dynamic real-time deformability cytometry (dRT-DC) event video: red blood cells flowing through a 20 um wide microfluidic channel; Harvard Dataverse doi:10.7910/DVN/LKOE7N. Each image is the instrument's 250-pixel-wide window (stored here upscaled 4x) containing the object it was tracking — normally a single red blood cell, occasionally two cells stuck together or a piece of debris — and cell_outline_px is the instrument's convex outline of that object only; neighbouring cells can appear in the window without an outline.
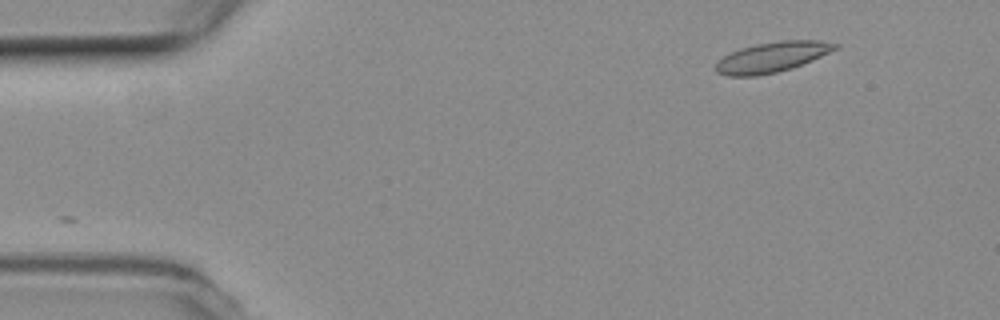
{"species": "common noctule bat (a hibernating species)", "species_latin": "Nyctalus noctula", "temperature_condition": "room temperature", "stored_images_in_passage": 9, "camera_frame_rate_fps": 3000, "um_per_image_px": 0.085, "animal": {"sex": "female", "body_mass_g": 19.3, "forearm_length_mm": 54.1}, "frame": {"image": 1, "passage_image": 1, "time_ms": 0.0, "image_size_px": [1000, 320], "cell_outline_px": [[840, 48], [812, 60], [792, 68], [776, 72], [756, 76], [728, 76], [716, 72], [716, 60], [740, 48], [756, 44], [780, 40], [816, 40], [840, 44]], "centroid_in_image_um": [65.64, 4.85], "position_along_channel_um": 19.4, "area_um2": 21.1}}